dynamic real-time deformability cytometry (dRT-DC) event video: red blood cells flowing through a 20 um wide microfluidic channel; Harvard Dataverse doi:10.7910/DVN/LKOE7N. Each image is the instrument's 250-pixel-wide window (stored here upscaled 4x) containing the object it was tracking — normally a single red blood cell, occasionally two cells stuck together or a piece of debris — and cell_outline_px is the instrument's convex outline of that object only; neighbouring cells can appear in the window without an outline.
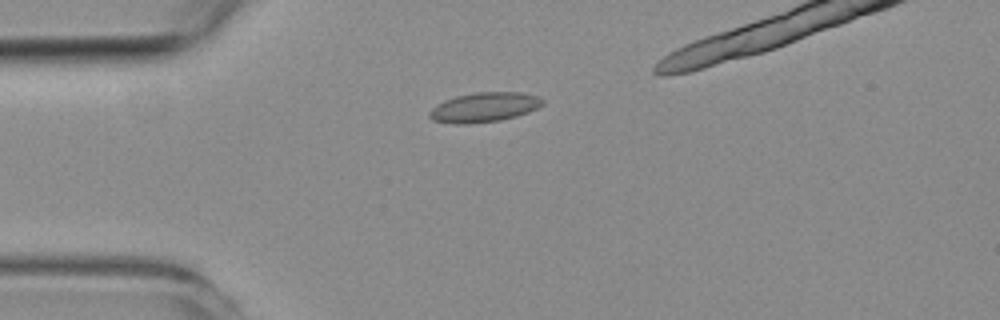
{"species": "common noctule bat (a hibernating species)", "species_latin": "Nyctalus noctula", "temperature_condition": "room temperature", "stored_images_in_passage": 35, "camera_frame_rate_fps": 3000, "um_per_image_px": 0.085, "animal": {"sex": "female", "body_mass_g": 19.3, "forearm_length_mm": 54.1}, "frame": {"image": 1, "passage_image": 1, "time_ms": 0.0, "image_size_px": [1000, 320], "cell_outline_px": [[544, 104], [528, 112], [516, 116], [500, 120], [464, 124], [456, 124], [432, 120], [428, 116], [428, 112], [436, 104], [444, 100], [456, 96], [476, 92], [520, 92], [540, 96], [544, 100]], "centroid_in_image_um": [41.15, 9.11], "position_along_channel_um": 43.9, "area_um2": 19.59}}
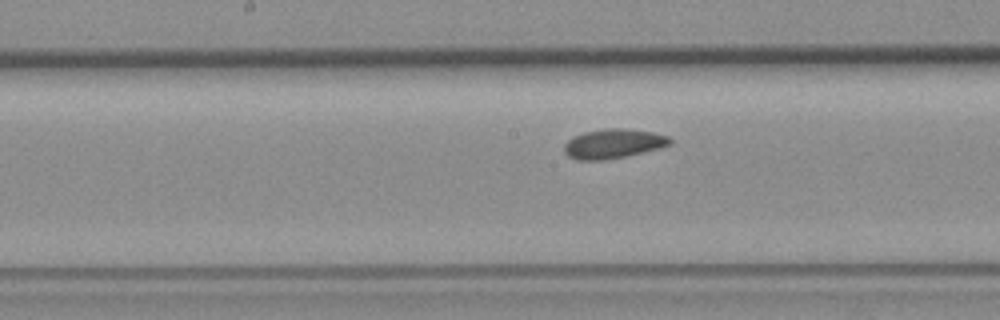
{"frame": {"image": 2, "passage_image": 15, "time_ms": 4.667, "image_size_px": [1000, 320], "cell_outline_px": [[672, 144], [660, 148], [624, 156], [604, 160], [576, 160], [568, 156], [564, 152], [564, 144], [572, 136], [584, 132], [604, 128], [620, 128], [652, 132], [668, 136], [672, 140]], "centroid_in_image_um": [52.1, 12.21], "position_along_channel_um": 196.1, "area_um2": 18.15}}
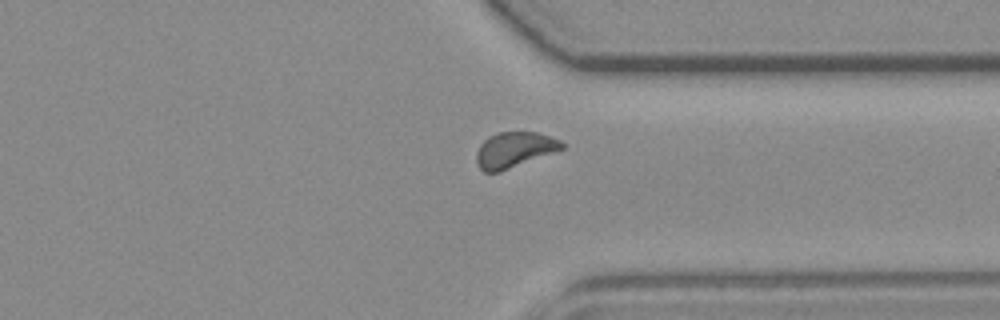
{"frame": {"image": 3, "passage_image": 29, "time_ms": 9.333, "image_size_px": [1000, 320], "cell_outline_px": [[564, 148], [500, 172], [484, 172], [476, 164], [476, 152], [480, 144], [488, 136], [496, 132], [536, 132], [560, 140], [564, 144]], "centroid_in_image_um": [43.67, 12.73], "position_along_channel_um": 367.7, "area_um2": 17.63}, "authors_computed_cell_mechanics": {"area_um2": 17.7446, "velocity_mm_per_s": 3.7097, "shape_relaxation_time_tau1_ms": null, "shape_relaxation_time_tau2_ms": 3.0956, "deformation_change_tau1": null, "deformation_change_tau2": 0.0874}}